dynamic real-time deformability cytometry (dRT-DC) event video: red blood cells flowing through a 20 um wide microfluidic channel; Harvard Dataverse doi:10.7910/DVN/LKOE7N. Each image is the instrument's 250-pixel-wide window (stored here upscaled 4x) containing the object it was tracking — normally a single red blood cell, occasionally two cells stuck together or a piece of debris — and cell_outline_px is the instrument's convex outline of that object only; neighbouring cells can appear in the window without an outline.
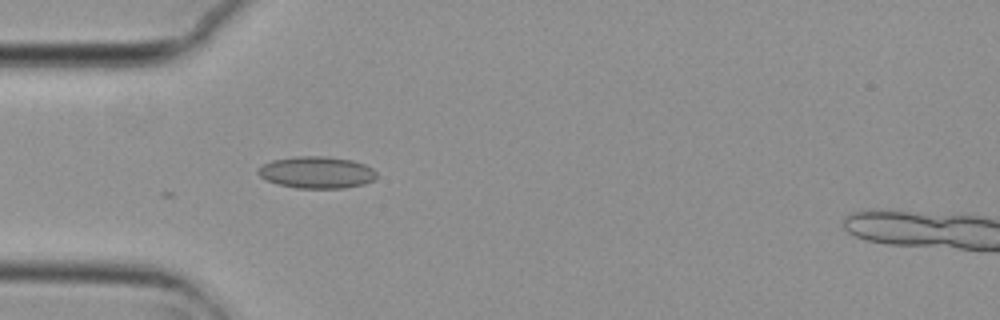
{"species": "common noctule bat (a hibernating species)", "species_latin": "Nyctalus noctula", "temperature_condition": "cold", "stored_images_in_passage": 6, "camera_frame_rate_fps": 3000, "um_per_image_px": 0.085, "animal": {"sex": "female", "body_mass_g": 29.2, "forearm_length_mm": 56.3}, "frame": {"image": 1, "passage_image": 5, "time_ms": 1.333, "image_size_px": [1000, 320], "cell_outline_px": [[376, 176], [372, 180], [364, 184], [344, 188], [296, 188], [276, 184], [260, 176], [256, 172], [256, 168], [272, 160], [296, 156], [324, 156], [352, 160], [364, 164], [372, 168], [376, 172]], "centroid_in_image_um": [26.89, 14.65], "position_along_channel_um": 58.1, "area_um2": 22.02}}